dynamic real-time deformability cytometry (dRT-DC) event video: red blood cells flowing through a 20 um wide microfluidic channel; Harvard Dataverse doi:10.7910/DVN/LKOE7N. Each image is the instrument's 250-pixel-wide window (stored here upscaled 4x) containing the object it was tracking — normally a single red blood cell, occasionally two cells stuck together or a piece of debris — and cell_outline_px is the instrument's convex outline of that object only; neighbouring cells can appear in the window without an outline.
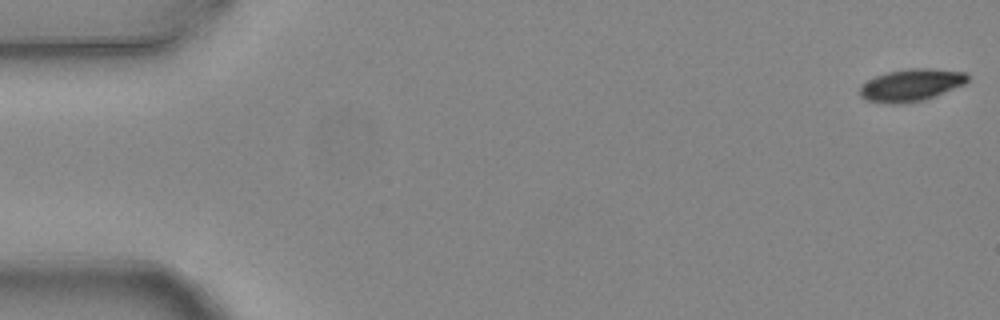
{"species": "common noctule bat (a hibernating species)", "species_latin": "Nyctalus noctula", "temperature_condition": "warm", "stored_images_in_passage": 6, "camera_frame_rate_fps": 3000, "um_per_image_px": 0.085, "animal": {"sex": "female", "body_mass_g": 24.6, "forearm_length_mm": 56.2}, "frame": {"image": 1, "passage_image": 1, "time_ms": 0.0, "image_size_px": [1000, 320], "cell_outline_px": [[968, 80], [964, 84], [924, 100], [900, 104], [888, 104], [864, 100], [860, 96], [860, 88], [868, 80], [876, 76], [888, 72], [908, 68], [928, 68], [968, 72]], "centroid_in_image_um": [77.44, 7.23], "position_along_channel_um": 7.6, "area_um2": 20.23}}
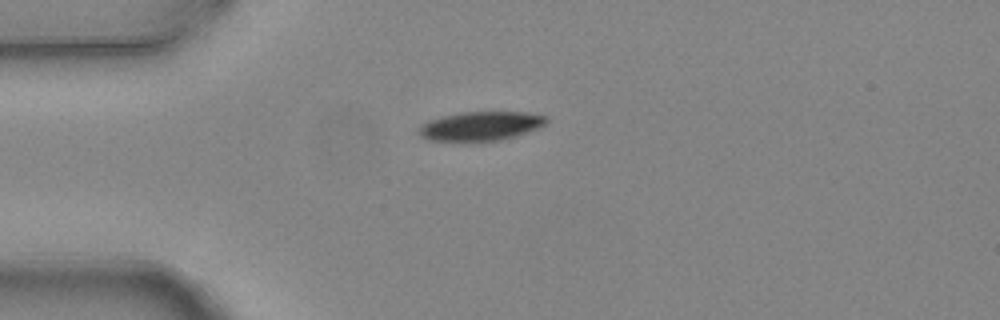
{"frame": {"image": 2, "passage_image": 4, "time_ms": 1.0, "image_size_px": [1000, 320], "cell_outline_px": [[548, 120], [540, 128], [516, 136], [500, 140], [468, 144], [428, 140], [420, 136], [420, 128], [428, 120], [444, 116], [464, 112], [528, 112], [548, 116]], "centroid_in_image_um": [40.88, 10.76], "position_along_channel_um": 44.1, "area_um2": 22.31}}
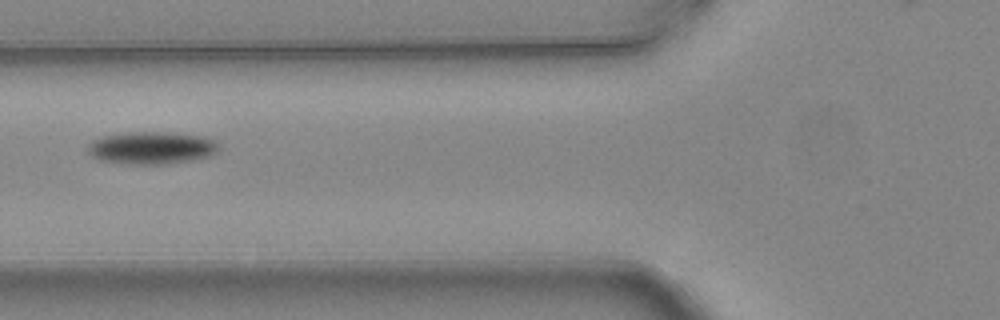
{"frame": {"image": 3, "passage_image": 6, "time_ms": 1.667, "image_size_px": [1000, 320], "cell_outline_px": [[220, 148], [212, 156], [192, 160], [168, 164], [124, 164], [100, 160], [92, 156], [88, 152], [88, 144], [92, 140], [104, 136], [128, 132], [160, 132], [204, 136], [216, 140], [220, 144]], "centroid_in_image_um": [12.92, 12.57], "position_along_channel_um": 112.9, "area_um2": 25.03}}